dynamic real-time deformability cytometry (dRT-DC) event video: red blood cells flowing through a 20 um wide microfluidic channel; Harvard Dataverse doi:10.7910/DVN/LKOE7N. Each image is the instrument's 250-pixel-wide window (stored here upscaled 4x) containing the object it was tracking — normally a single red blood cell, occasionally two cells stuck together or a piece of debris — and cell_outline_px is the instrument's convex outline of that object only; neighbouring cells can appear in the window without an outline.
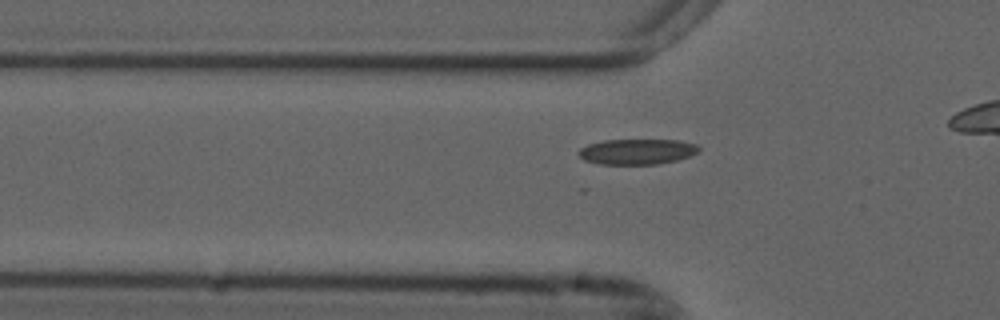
{"species": "common noctule bat (a hibernating species)", "species_latin": "Nyctalus noctula", "temperature_condition": "cold", "stored_images_in_passage": 20, "camera_frame_rate_fps": 3000, "um_per_image_px": 0.085, "animal": {"sex": "male", "forearm_length_mm": 52.5}, "frame": {"image": 1, "passage_image": 10, "time_ms": 3.0, "image_size_px": [1000, 320], "cell_outline_px": [[700, 148], [696, 152], [688, 156], [676, 160], [656, 164], [600, 164], [584, 160], [576, 152], [580, 148], [588, 144], [604, 140], [680, 140], [696, 144]], "centroid_in_image_um": [54.11, 12.88], "position_along_channel_um": 71.7, "area_um2": 17.74}}
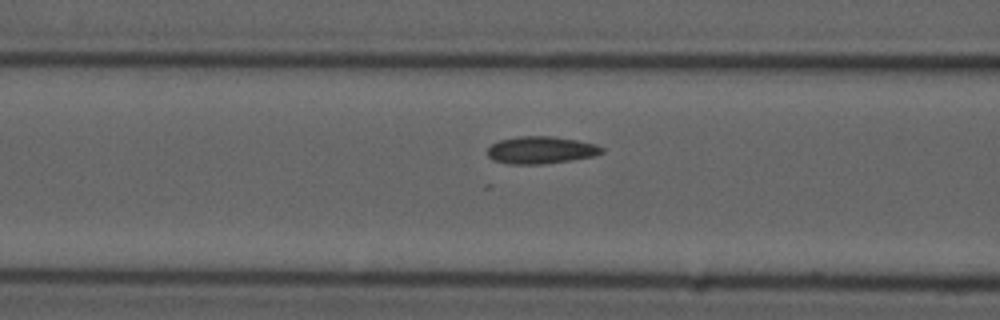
{"frame": {"image": 2, "passage_image": 14, "time_ms": 4.333, "image_size_px": [1000, 320], "cell_outline_px": [[604, 152], [596, 156], [572, 160], [544, 164], [508, 164], [492, 160], [488, 156], [488, 148], [492, 144], [500, 140], [520, 136], [552, 136], [576, 140], [596, 144], [604, 148]], "centroid_in_image_um": [46.0, 12.76], "position_along_channel_um": 120.6, "area_um2": 18.32}}
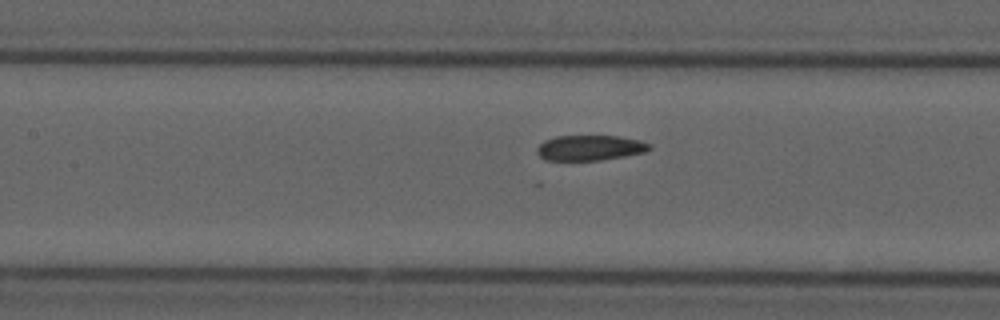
{"frame": {"image": 3, "passage_image": 17, "time_ms": 5.333, "image_size_px": [1000, 320], "cell_outline_px": [[652, 148], [644, 152], [624, 156], [600, 160], [544, 160], [536, 152], [536, 148], [544, 140], [556, 136], [616, 136], [640, 140], [652, 144]], "centroid_in_image_um": [50.14, 12.56], "position_along_channel_um": 157.3, "area_um2": 16.59}}